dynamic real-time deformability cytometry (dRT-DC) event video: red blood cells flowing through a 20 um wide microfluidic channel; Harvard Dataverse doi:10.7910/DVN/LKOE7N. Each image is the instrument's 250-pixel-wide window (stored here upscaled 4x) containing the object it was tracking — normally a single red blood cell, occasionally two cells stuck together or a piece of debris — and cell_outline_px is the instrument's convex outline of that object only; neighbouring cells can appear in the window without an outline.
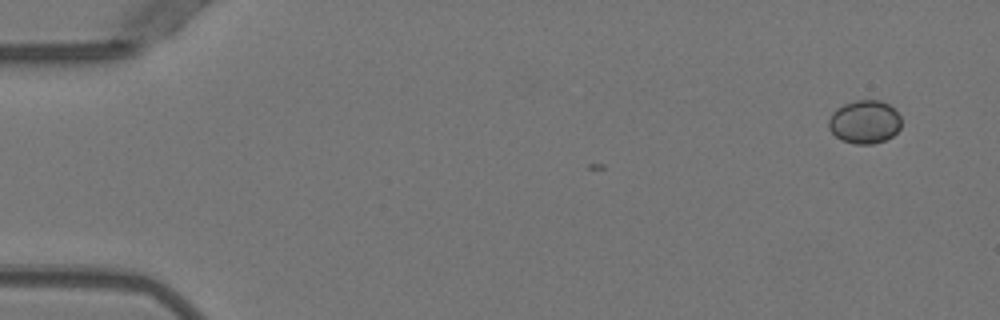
{"species": "Egyptian fruit bat (a non-hibernating species)", "species_latin": "Rousettus aegyptiacus", "temperature_condition": "warm", "stored_images_in_passage": 6, "camera_frame_rate_fps": 3000, "um_per_image_px": 0.085, "animal": {"sex": "female"}, "frame": {"image": 1, "passage_image": 1, "time_ms": 0.0, "image_size_px": [1000, 320], "cell_outline_px": [[900, 128], [892, 136], [884, 140], [872, 144], [856, 144], [840, 140], [828, 128], [828, 120], [832, 112], [836, 108], [844, 104], [856, 100], [880, 100], [888, 104], [900, 116]], "centroid_in_image_um": [73.46, 10.36], "position_along_channel_um": 11.5, "area_um2": 18.32}}